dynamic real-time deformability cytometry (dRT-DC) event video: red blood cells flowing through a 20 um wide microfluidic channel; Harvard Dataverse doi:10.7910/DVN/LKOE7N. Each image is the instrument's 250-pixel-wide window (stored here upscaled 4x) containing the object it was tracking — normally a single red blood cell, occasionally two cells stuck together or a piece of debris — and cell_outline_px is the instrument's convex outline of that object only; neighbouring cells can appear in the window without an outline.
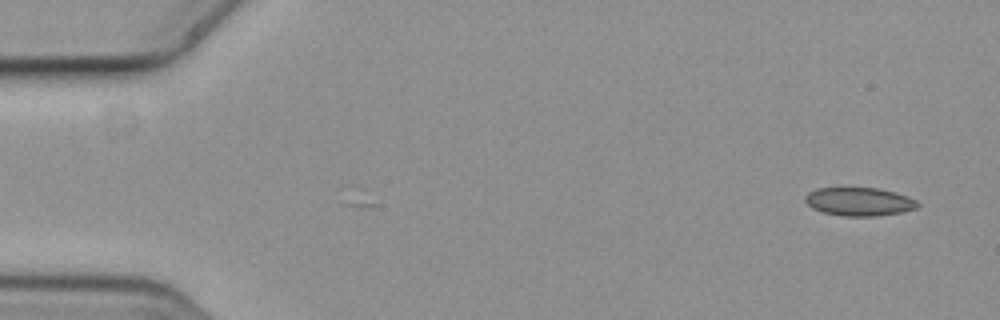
{"species": "common noctule bat (a hibernating species)", "species_latin": "Nyctalus noctula", "temperature_condition": "cold", "stored_images_in_passage": 2, "camera_frame_rate_fps": 3000, "um_per_image_px": 0.085, "animal": {"sex": "female", "body_mass_g": 19.3, "forearm_length_mm": 54.1}, "frame": {"image": 1, "passage_image": 2, "time_ms": 0.333, "image_size_px": [1000, 320], "cell_outline_px": [[920, 204], [916, 208], [900, 212], [876, 216], [844, 216], [824, 212], [812, 208], [804, 200], [804, 196], [808, 192], [816, 188], [876, 188], [896, 192], [908, 196], [916, 200]], "centroid_in_image_um": [73.02, 17.13], "position_along_channel_um": 12.0, "area_um2": 18.55}}